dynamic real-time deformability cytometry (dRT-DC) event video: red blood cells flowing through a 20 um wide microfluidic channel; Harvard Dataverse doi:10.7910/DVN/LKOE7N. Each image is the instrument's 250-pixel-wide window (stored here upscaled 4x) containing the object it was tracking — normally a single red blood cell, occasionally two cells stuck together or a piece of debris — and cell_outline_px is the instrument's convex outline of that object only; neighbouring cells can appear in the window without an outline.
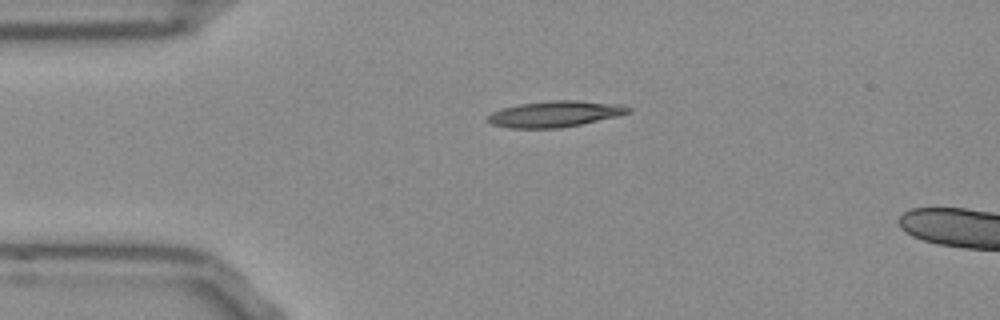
{"species": "Egyptian fruit bat (a non-hibernating species)", "species_latin": "Rousettus aegyptiacus", "temperature_condition": "room temperature", "stored_images_in_passage": 5, "camera_frame_rate_fps": 3000, "um_per_image_px": 0.085, "frame": {"image": 1, "passage_image": 1, "time_ms": 0.0, "image_size_px": [1000, 320], "cell_outline_px": [[632, 108], [628, 112], [620, 116], [560, 128], [508, 128], [492, 124], [484, 120], [492, 112], [504, 108], [520, 104], [548, 100], [576, 100], [624, 104]], "centroid_in_image_um": [47.2, 9.68], "position_along_channel_um": 37.8, "area_um2": 21.5}}